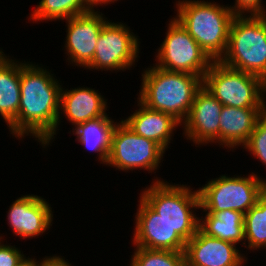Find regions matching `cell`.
Here are the masks:
<instances>
[{
    "label": "cell",
    "instance_id": "6da1fadb",
    "mask_svg": "<svg viewBox=\"0 0 266 266\" xmlns=\"http://www.w3.org/2000/svg\"><path fill=\"white\" fill-rule=\"evenodd\" d=\"M43 66L25 60L20 62V106L8 129L13 137L20 140L34 137L46 148L55 139L62 84Z\"/></svg>",
    "mask_w": 266,
    "mask_h": 266
},
{
    "label": "cell",
    "instance_id": "7a4b0ae2",
    "mask_svg": "<svg viewBox=\"0 0 266 266\" xmlns=\"http://www.w3.org/2000/svg\"><path fill=\"white\" fill-rule=\"evenodd\" d=\"M152 65L141 73L137 99L147 108L170 114L182 124L189 115L196 92L203 86V79Z\"/></svg>",
    "mask_w": 266,
    "mask_h": 266
},
{
    "label": "cell",
    "instance_id": "3957f363",
    "mask_svg": "<svg viewBox=\"0 0 266 266\" xmlns=\"http://www.w3.org/2000/svg\"><path fill=\"white\" fill-rule=\"evenodd\" d=\"M174 18L187 30L213 61H219L228 46L234 18L228 5L215 1L178 0Z\"/></svg>",
    "mask_w": 266,
    "mask_h": 266
},
{
    "label": "cell",
    "instance_id": "277c9868",
    "mask_svg": "<svg viewBox=\"0 0 266 266\" xmlns=\"http://www.w3.org/2000/svg\"><path fill=\"white\" fill-rule=\"evenodd\" d=\"M161 179H153L151 185L142 189L139 195L185 242H188L199 229L200 217L195 212L196 209H200L198 190Z\"/></svg>",
    "mask_w": 266,
    "mask_h": 266
},
{
    "label": "cell",
    "instance_id": "5b68a950",
    "mask_svg": "<svg viewBox=\"0 0 266 266\" xmlns=\"http://www.w3.org/2000/svg\"><path fill=\"white\" fill-rule=\"evenodd\" d=\"M235 70L266 75V15L234 16L228 46L219 60Z\"/></svg>",
    "mask_w": 266,
    "mask_h": 266
},
{
    "label": "cell",
    "instance_id": "8992f818",
    "mask_svg": "<svg viewBox=\"0 0 266 266\" xmlns=\"http://www.w3.org/2000/svg\"><path fill=\"white\" fill-rule=\"evenodd\" d=\"M206 183L198 188L202 213L235 210L245 214L266 191V179L254 172L244 177L222 174Z\"/></svg>",
    "mask_w": 266,
    "mask_h": 266
},
{
    "label": "cell",
    "instance_id": "52a82bcc",
    "mask_svg": "<svg viewBox=\"0 0 266 266\" xmlns=\"http://www.w3.org/2000/svg\"><path fill=\"white\" fill-rule=\"evenodd\" d=\"M203 86L224 106L262 108L261 77L213 61Z\"/></svg>",
    "mask_w": 266,
    "mask_h": 266
},
{
    "label": "cell",
    "instance_id": "ba28073f",
    "mask_svg": "<svg viewBox=\"0 0 266 266\" xmlns=\"http://www.w3.org/2000/svg\"><path fill=\"white\" fill-rule=\"evenodd\" d=\"M165 152L158 143L139 136L121 120L113 127L106 165L127 173L138 169L156 173Z\"/></svg>",
    "mask_w": 266,
    "mask_h": 266
},
{
    "label": "cell",
    "instance_id": "9c48e42d",
    "mask_svg": "<svg viewBox=\"0 0 266 266\" xmlns=\"http://www.w3.org/2000/svg\"><path fill=\"white\" fill-rule=\"evenodd\" d=\"M168 22L165 39L156 51L154 66L203 79L213 60L174 17Z\"/></svg>",
    "mask_w": 266,
    "mask_h": 266
},
{
    "label": "cell",
    "instance_id": "30bf717a",
    "mask_svg": "<svg viewBox=\"0 0 266 266\" xmlns=\"http://www.w3.org/2000/svg\"><path fill=\"white\" fill-rule=\"evenodd\" d=\"M122 22L107 21L98 36L92 62L85 68L91 71H126L135 67L140 53V38Z\"/></svg>",
    "mask_w": 266,
    "mask_h": 266
},
{
    "label": "cell",
    "instance_id": "8fae6325",
    "mask_svg": "<svg viewBox=\"0 0 266 266\" xmlns=\"http://www.w3.org/2000/svg\"><path fill=\"white\" fill-rule=\"evenodd\" d=\"M99 9L65 20L66 41L64 51L67 62L74 67L86 68L93 60L98 36L107 17ZM74 64V65H73Z\"/></svg>",
    "mask_w": 266,
    "mask_h": 266
},
{
    "label": "cell",
    "instance_id": "7c38bea8",
    "mask_svg": "<svg viewBox=\"0 0 266 266\" xmlns=\"http://www.w3.org/2000/svg\"><path fill=\"white\" fill-rule=\"evenodd\" d=\"M223 105L202 86L195 95L189 115L182 123L183 137L195 144L220 147V115ZM199 145V146H198Z\"/></svg>",
    "mask_w": 266,
    "mask_h": 266
},
{
    "label": "cell",
    "instance_id": "4fadbf2b",
    "mask_svg": "<svg viewBox=\"0 0 266 266\" xmlns=\"http://www.w3.org/2000/svg\"><path fill=\"white\" fill-rule=\"evenodd\" d=\"M138 202L132 245L184 252L186 242L140 196Z\"/></svg>",
    "mask_w": 266,
    "mask_h": 266
},
{
    "label": "cell",
    "instance_id": "5bb4252c",
    "mask_svg": "<svg viewBox=\"0 0 266 266\" xmlns=\"http://www.w3.org/2000/svg\"><path fill=\"white\" fill-rule=\"evenodd\" d=\"M53 211L49 202L34 194L22 195L12 202L7 212V220L15 236L39 238L45 234L53 221Z\"/></svg>",
    "mask_w": 266,
    "mask_h": 266
},
{
    "label": "cell",
    "instance_id": "9a60e30c",
    "mask_svg": "<svg viewBox=\"0 0 266 266\" xmlns=\"http://www.w3.org/2000/svg\"><path fill=\"white\" fill-rule=\"evenodd\" d=\"M239 245L208 236L200 229L188 241L184 250L185 266H244L247 257Z\"/></svg>",
    "mask_w": 266,
    "mask_h": 266
},
{
    "label": "cell",
    "instance_id": "2e32d148",
    "mask_svg": "<svg viewBox=\"0 0 266 266\" xmlns=\"http://www.w3.org/2000/svg\"><path fill=\"white\" fill-rule=\"evenodd\" d=\"M96 89L90 87H77L63 89L60 91V113L55 135L61 124L62 114L74 127L86 121L105 116L108 108V102L104 95L98 93Z\"/></svg>",
    "mask_w": 266,
    "mask_h": 266
},
{
    "label": "cell",
    "instance_id": "e0dca14e",
    "mask_svg": "<svg viewBox=\"0 0 266 266\" xmlns=\"http://www.w3.org/2000/svg\"><path fill=\"white\" fill-rule=\"evenodd\" d=\"M137 103L139 109L122 121L136 134L153 140L166 151L174 131L182 124L170 114L147 108L138 99Z\"/></svg>",
    "mask_w": 266,
    "mask_h": 266
},
{
    "label": "cell",
    "instance_id": "ac0fdd59",
    "mask_svg": "<svg viewBox=\"0 0 266 266\" xmlns=\"http://www.w3.org/2000/svg\"><path fill=\"white\" fill-rule=\"evenodd\" d=\"M262 108H234L224 106L220 115V148L236 150L249 140Z\"/></svg>",
    "mask_w": 266,
    "mask_h": 266
},
{
    "label": "cell",
    "instance_id": "d6986e66",
    "mask_svg": "<svg viewBox=\"0 0 266 266\" xmlns=\"http://www.w3.org/2000/svg\"><path fill=\"white\" fill-rule=\"evenodd\" d=\"M0 48V116L9 127L20 106V61L9 58Z\"/></svg>",
    "mask_w": 266,
    "mask_h": 266
},
{
    "label": "cell",
    "instance_id": "ffe728a7",
    "mask_svg": "<svg viewBox=\"0 0 266 266\" xmlns=\"http://www.w3.org/2000/svg\"><path fill=\"white\" fill-rule=\"evenodd\" d=\"M108 116L109 114H106L103 117L86 121L72 129L76 141L90 152L92 150L97 153V160L104 165L107 164L109 157L111 133L117 123Z\"/></svg>",
    "mask_w": 266,
    "mask_h": 266
},
{
    "label": "cell",
    "instance_id": "44dd1931",
    "mask_svg": "<svg viewBox=\"0 0 266 266\" xmlns=\"http://www.w3.org/2000/svg\"><path fill=\"white\" fill-rule=\"evenodd\" d=\"M244 214L235 210L205 212L199 218V229L206 235L245 247Z\"/></svg>",
    "mask_w": 266,
    "mask_h": 266
},
{
    "label": "cell",
    "instance_id": "7402d4cb",
    "mask_svg": "<svg viewBox=\"0 0 266 266\" xmlns=\"http://www.w3.org/2000/svg\"><path fill=\"white\" fill-rule=\"evenodd\" d=\"M38 4L31 12L32 14H29V20L33 23L44 20L45 22L63 21L91 11L84 0H41Z\"/></svg>",
    "mask_w": 266,
    "mask_h": 266
},
{
    "label": "cell",
    "instance_id": "603a6c76",
    "mask_svg": "<svg viewBox=\"0 0 266 266\" xmlns=\"http://www.w3.org/2000/svg\"><path fill=\"white\" fill-rule=\"evenodd\" d=\"M245 247L250 251L266 249V191L255 206L244 214ZM248 244V245H247ZM261 248V249H260Z\"/></svg>",
    "mask_w": 266,
    "mask_h": 266
},
{
    "label": "cell",
    "instance_id": "cb8c5ba5",
    "mask_svg": "<svg viewBox=\"0 0 266 266\" xmlns=\"http://www.w3.org/2000/svg\"><path fill=\"white\" fill-rule=\"evenodd\" d=\"M134 248L129 266H185L184 252Z\"/></svg>",
    "mask_w": 266,
    "mask_h": 266
},
{
    "label": "cell",
    "instance_id": "d4e9b609",
    "mask_svg": "<svg viewBox=\"0 0 266 266\" xmlns=\"http://www.w3.org/2000/svg\"><path fill=\"white\" fill-rule=\"evenodd\" d=\"M247 152H250L256 160H260L261 165L266 167V115H262L256 122L249 140L243 146Z\"/></svg>",
    "mask_w": 266,
    "mask_h": 266
},
{
    "label": "cell",
    "instance_id": "484cf974",
    "mask_svg": "<svg viewBox=\"0 0 266 266\" xmlns=\"http://www.w3.org/2000/svg\"><path fill=\"white\" fill-rule=\"evenodd\" d=\"M235 16L266 15V7L262 0H235L228 5Z\"/></svg>",
    "mask_w": 266,
    "mask_h": 266
},
{
    "label": "cell",
    "instance_id": "4316f807",
    "mask_svg": "<svg viewBox=\"0 0 266 266\" xmlns=\"http://www.w3.org/2000/svg\"><path fill=\"white\" fill-rule=\"evenodd\" d=\"M25 258L23 251L15 245L4 244L3 237L0 236V266H18Z\"/></svg>",
    "mask_w": 266,
    "mask_h": 266
},
{
    "label": "cell",
    "instance_id": "83f0119b",
    "mask_svg": "<svg viewBox=\"0 0 266 266\" xmlns=\"http://www.w3.org/2000/svg\"><path fill=\"white\" fill-rule=\"evenodd\" d=\"M67 260V261H66ZM61 257V255L45 256L40 260L41 266H72L68 259Z\"/></svg>",
    "mask_w": 266,
    "mask_h": 266
},
{
    "label": "cell",
    "instance_id": "f1b7e54d",
    "mask_svg": "<svg viewBox=\"0 0 266 266\" xmlns=\"http://www.w3.org/2000/svg\"><path fill=\"white\" fill-rule=\"evenodd\" d=\"M116 1L117 0H84L86 6L92 11L95 10L94 8L97 9L98 5H99V7L100 6L102 7V5L103 6L104 5L107 6L108 4H112V3L116 2Z\"/></svg>",
    "mask_w": 266,
    "mask_h": 266
},
{
    "label": "cell",
    "instance_id": "f546056e",
    "mask_svg": "<svg viewBox=\"0 0 266 266\" xmlns=\"http://www.w3.org/2000/svg\"><path fill=\"white\" fill-rule=\"evenodd\" d=\"M262 114L266 115V75L261 78Z\"/></svg>",
    "mask_w": 266,
    "mask_h": 266
},
{
    "label": "cell",
    "instance_id": "4dcf8cb0",
    "mask_svg": "<svg viewBox=\"0 0 266 266\" xmlns=\"http://www.w3.org/2000/svg\"><path fill=\"white\" fill-rule=\"evenodd\" d=\"M40 260L37 261L35 258H30L29 256L25 258V260L18 266H41Z\"/></svg>",
    "mask_w": 266,
    "mask_h": 266
}]
</instances>
